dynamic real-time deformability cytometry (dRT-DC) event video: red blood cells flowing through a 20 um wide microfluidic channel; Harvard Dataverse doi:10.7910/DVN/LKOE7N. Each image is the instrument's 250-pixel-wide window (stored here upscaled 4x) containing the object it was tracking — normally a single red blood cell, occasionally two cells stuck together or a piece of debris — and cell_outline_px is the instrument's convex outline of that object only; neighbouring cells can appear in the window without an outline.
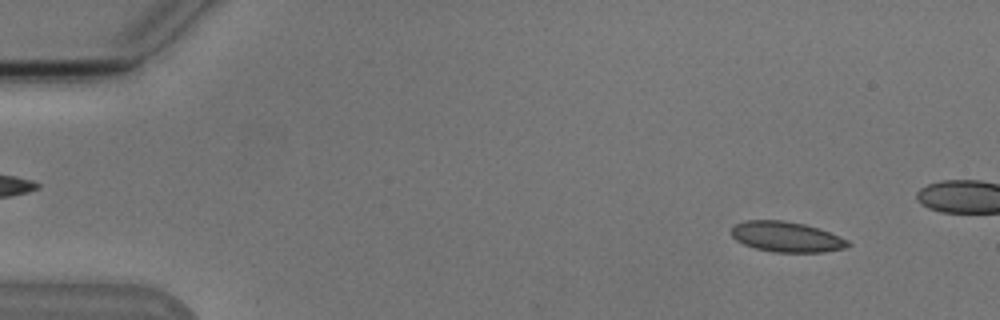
{"species": "Egyptian fruit bat (a non-hibernating species)", "species_latin": "Rousettus aegyptiacus", "temperature_condition": "cold", "stored_images_in_passage": 48, "camera_frame_rate_fps": 3000, "um_per_image_px": 0.085, "animal": {"sex": "male"}, "frame": {"image": 1, "passage_image": 5, "time_ms": 1.333, "image_size_px": [1000, 320], "cell_outline_px": [[852, 244], [848, 248], [824, 252], [772, 252], [756, 248], [744, 244], [736, 240], [732, 236], [732, 228], [736, 224], [744, 220], [784, 220], [804, 224], [840, 236], [848, 240]], "centroid_in_image_um": [66.88, 20.14], "position_along_channel_um": 18.1, "area_um2": 20.63}}
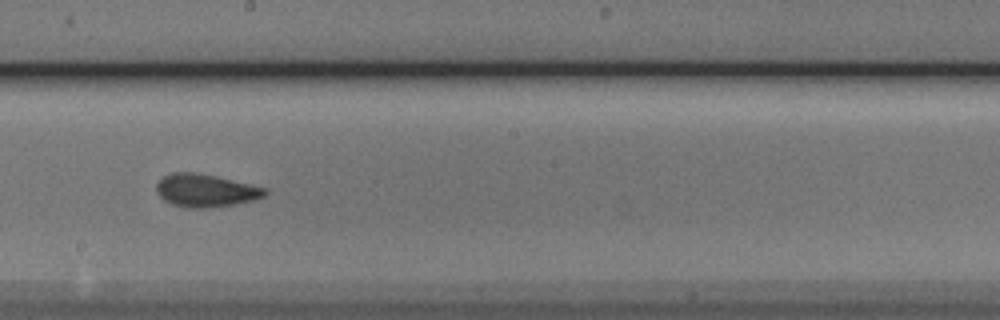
{"frame": {"image": 2, "passage_image": 30, "time_ms": 9.667, "image_size_px": [1000, 320], "cell_outline_px": [[268, 192], [264, 196], [252, 200], [236, 204], [204, 208], [184, 208], [172, 204], [164, 200], [156, 192], [156, 184], [164, 176], [172, 172], [196, 172], [216, 176], [268, 188]], "centroid_in_image_um": [17.47, 16.19], "position_along_channel_um": 230.7, "area_um2": 20.87}}
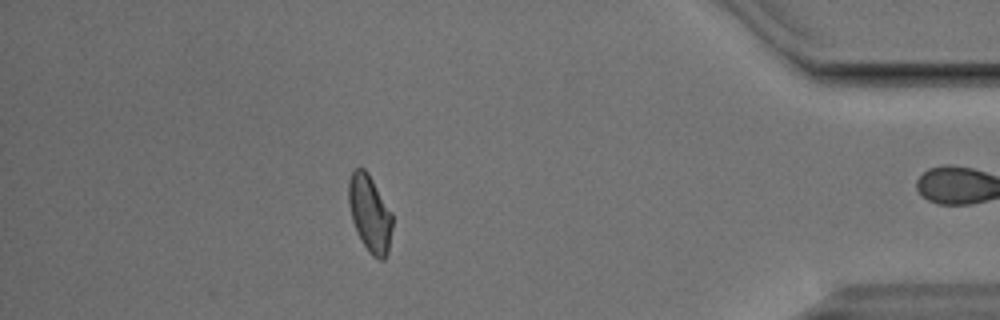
{"frame": {"image": 3, "passage_image": 47, "time_ms": 15.333, "image_size_px": [1000, 320], "cell_outline_px": [[392, 228], [388, 252], [384, 260], [380, 260], [372, 256], [368, 252], [356, 232], [352, 220], [348, 200], [348, 180], [352, 172], [356, 168], [364, 168], [368, 172], [392, 212]], "centroid_in_image_um": [31.43, 18.16], "position_along_channel_um": 403.8, "area_um2": 19.77}, "authors_computed_cell_mechanics": {"area_um2": 20.4034, "velocity_mm_per_s": 3.8099, "shape_relaxation_time_tau1_ms": 10.6911, "shape_relaxation_time_tau2_ms": 1.6601, "deformation_change_tau1": 0.1776, "deformation_change_tau2": 0.0636}}